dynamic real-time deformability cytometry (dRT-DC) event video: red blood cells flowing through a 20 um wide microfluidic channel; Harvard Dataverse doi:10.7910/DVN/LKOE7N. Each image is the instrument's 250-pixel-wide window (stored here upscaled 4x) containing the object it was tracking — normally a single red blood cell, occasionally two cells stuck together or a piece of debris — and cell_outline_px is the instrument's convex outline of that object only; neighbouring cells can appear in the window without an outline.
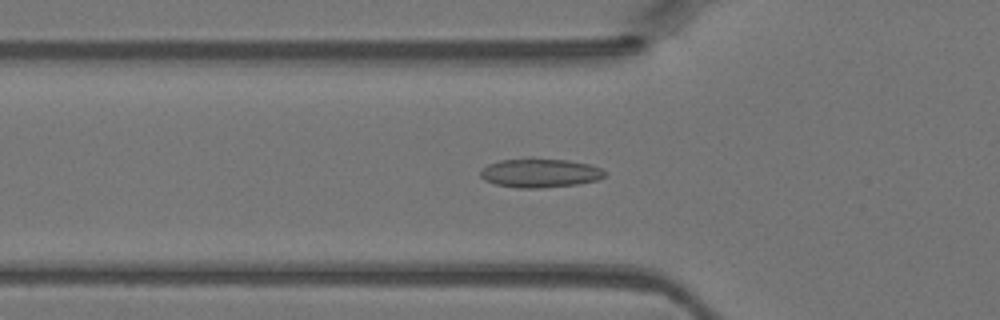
{"species": "Egyptian fruit bat (a non-hibernating species)", "species_latin": "Rousettus aegyptiacus", "temperature_condition": "warm", "stored_images_in_passage": 33, "camera_frame_rate_fps": 3000, "um_per_image_px": 0.085, "animal": {"sex": "female"}, "frame": {"image": 1, "passage_image": 7, "time_ms": 2.0, "image_size_px": [1000, 320], "cell_outline_px": [[604, 176], [596, 180], [576, 184], [540, 188], [516, 188], [496, 184], [484, 180], [480, 176], [480, 172], [488, 164], [500, 160], [532, 156], [568, 160], [588, 164], [600, 168], [604, 172]], "centroid_in_image_um": [45.84, 14.67], "position_along_channel_um": 80.0, "area_um2": 21.27}}
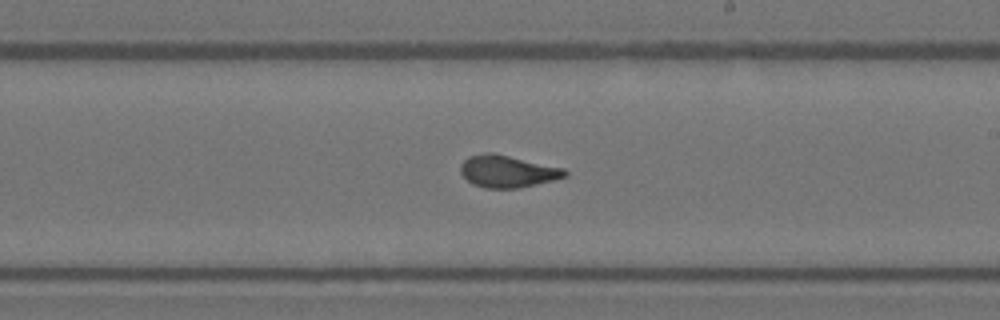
{"frame": {"image": 2, "passage_image": 18, "time_ms": 5.667, "image_size_px": [1000, 320], "cell_outline_px": [[568, 176], [520, 188], [484, 188], [472, 184], [460, 172], [460, 164], [468, 156], [484, 152], [496, 152], [564, 168], [568, 172]], "centroid_in_image_um": [43.13, 14.54], "position_along_channel_um": 245.9, "area_um2": 19.83}}
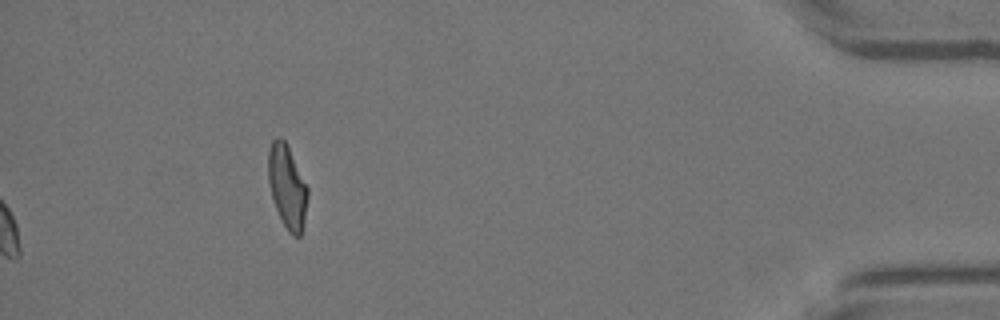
{"frame": {"image": 3, "passage_image": 33, "time_ms": 10.667, "image_size_px": [1000, 320], "cell_outline_px": [[308, 196], [304, 220], [300, 236], [292, 236], [288, 232], [276, 208], [272, 196], [268, 180], [268, 148], [272, 140], [276, 136], [284, 140], [288, 144], [308, 188]], "centroid_in_image_um": [24.41, 15.82], "position_along_channel_um": 410.8, "area_um2": 19.13}}